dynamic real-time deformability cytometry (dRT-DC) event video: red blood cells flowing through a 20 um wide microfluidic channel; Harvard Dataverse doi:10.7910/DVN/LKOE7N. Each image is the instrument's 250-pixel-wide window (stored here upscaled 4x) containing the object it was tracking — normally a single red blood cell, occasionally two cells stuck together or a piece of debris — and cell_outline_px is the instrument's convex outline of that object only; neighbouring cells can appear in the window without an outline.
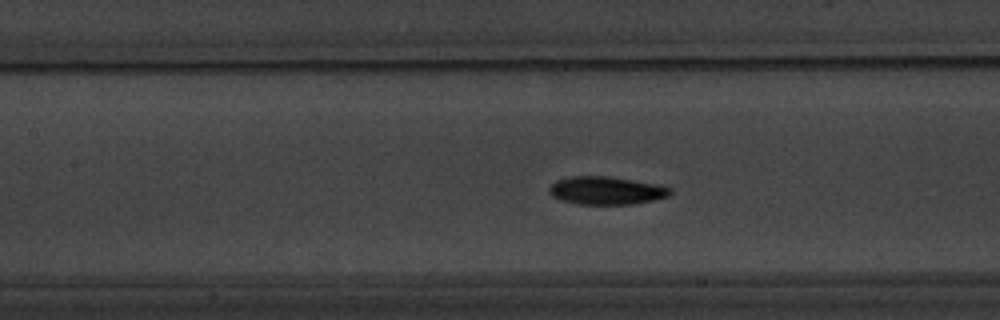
{"species": "common noctule bat (a hibernating species)", "species_latin": "Nyctalus noctula", "temperature_condition": "warm", "stored_images_in_passage": 55, "camera_frame_rate_fps": 3000, "um_per_image_px": 0.085, "animal": {"sex": "male", "body_mass_g": 20.1, "forearm_length_mm": 53.5}, "frame": {"image": 1, "passage_image": 25, "time_ms": 8.0, "image_size_px": [1000, 320], "cell_outline_px": [[672, 192], [668, 196], [636, 204], [576, 204], [560, 200], [552, 196], [548, 192], [548, 188], [556, 180], [572, 176], [608, 176], [656, 184], [672, 188]], "centroid_in_image_um": [51.5, 16.2], "position_along_channel_um": 155.9, "area_um2": 19.77}}
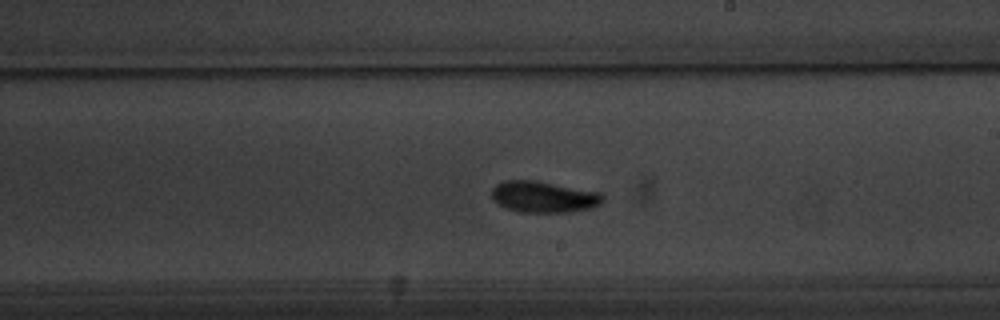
{"frame": {"image": 2, "passage_image": 32, "time_ms": 10.333, "image_size_px": [1000, 320], "cell_outline_px": [[604, 200], [600, 204], [592, 208], [572, 212], [520, 212], [504, 208], [492, 200], [492, 188], [496, 184], [504, 180], [536, 180], [600, 192], [604, 196]], "centroid_in_image_um": [46.2, 16.73], "position_along_channel_um": 242.8, "area_um2": 20.58}}
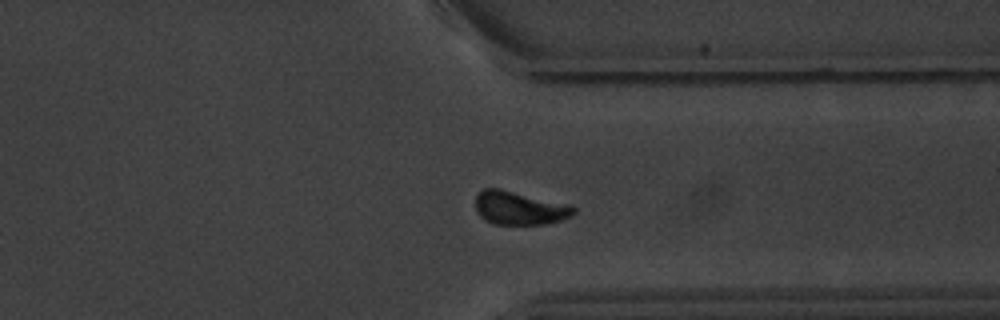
{"frame": {"image": 3, "passage_image": 42, "time_ms": 13.667, "image_size_px": [1000, 320], "cell_outline_px": [[576, 212], [572, 216], [560, 220], [544, 224], [496, 224], [484, 220], [476, 212], [476, 196], [484, 188], [500, 188], [572, 204], [576, 208]], "centroid_in_image_um": [44.19, 17.67], "position_along_channel_um": 367.2, "area_um2": 19.42}, "authors_computed_cell_mechanics": {"area_um2": 18.9006, "velocity_mm_per_s": 3.7416, "shape_relaxation_time_tau1_ms": 1.9996, "shape_relaxation_time_tau2_ms": 2.4884, "deformation_change_tau1": 0.1243, "deformation_change_tau2": 0.0745}}